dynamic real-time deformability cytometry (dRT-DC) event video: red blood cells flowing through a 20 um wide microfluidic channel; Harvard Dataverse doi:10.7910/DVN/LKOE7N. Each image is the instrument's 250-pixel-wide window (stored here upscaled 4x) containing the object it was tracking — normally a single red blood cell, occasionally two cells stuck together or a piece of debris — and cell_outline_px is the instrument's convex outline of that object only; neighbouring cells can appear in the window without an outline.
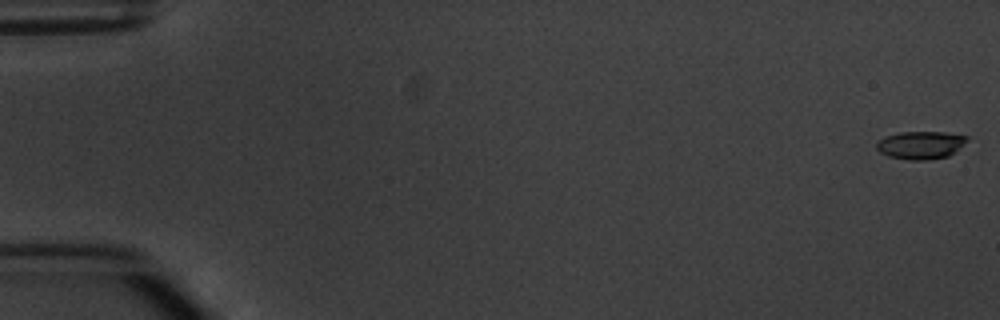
{"species": "common noctule bat (a hibernating species)", "species_latin": "Nyctalus noctula", "temperature_condition": "warm", "stored_images_in_passage": 8, "camera_frame_rate_fps": 3000, "um_per_image_px": 0.085, "animal": {"sex": "male", "body_mass_g": 20.1, "forearm_length_mm": 53.5}, "frame": {"image": 1, "passage_image": 1, "time_ms": 0.0, "image_size_px": [1000, 320], "cell_outline_px": [[968, 140], [948, 156], [928, 160], [908, 160], [888, 156], [880, 152], [876, 148], [876, 144], [880, 140], [888, 136], [900, 132], [944, 132], [968, 136]], "centroid_in_image_um": [78.25, 12.33], "position_along_channel_um": 6.7, "area_um2": 14.51}}
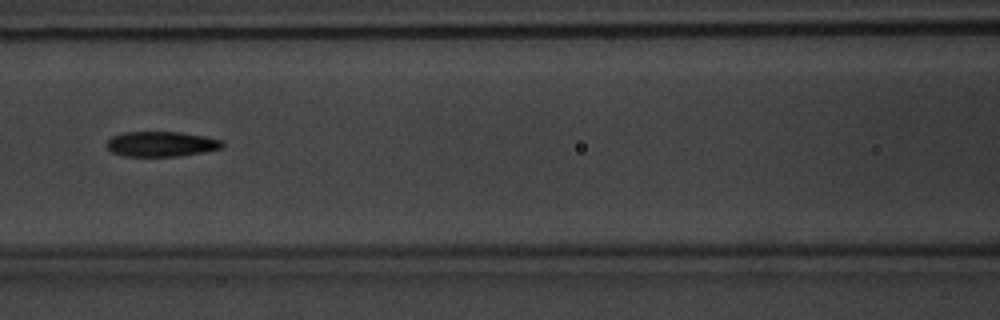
{"frame": {"image": 2, "passage_image": 8, "time_ms": 8.0, "image_size_px": [1000, 320], "cell_outline_px": [[224, 144], [220, 148], [200, 152], [176, 156], [124, 156], [112, 152], [108, 148], [108, 140], [112, 136], [124, 132], [180, 132], [204, 136], [224, 140]], "centroid_in_image_um": [13.7, 12.23], "position_along_channel_um": 152.9, "area_um2": 16.7}}